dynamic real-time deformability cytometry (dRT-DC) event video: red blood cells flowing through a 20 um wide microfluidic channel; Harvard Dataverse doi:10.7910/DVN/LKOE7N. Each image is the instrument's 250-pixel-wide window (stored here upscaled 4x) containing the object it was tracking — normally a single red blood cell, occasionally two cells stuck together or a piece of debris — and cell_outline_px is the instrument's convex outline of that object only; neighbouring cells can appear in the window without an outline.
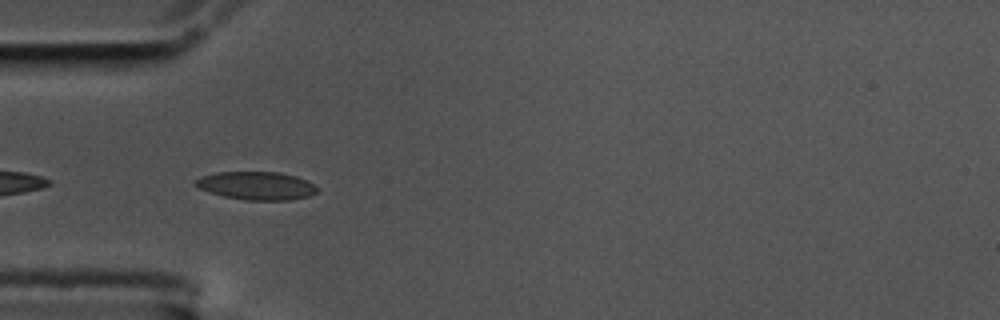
{"species": "common noctule bat (a hibernating species)", "species_latin": "Nyctalus noctula", "temperature_condition": "cold", "stored_images_in_passage": 11, "camera_frame_rate_fps": 3000, "um_per_image_px": 0.085, "animal": {"sex": "male", "body_mass_g": 17.5, "forearm_length_mm": 52.3}, "frame": {"image": 1, "passage_image": 2, "time_ms": 0.333, "image_size_px": [1000, 320], "cell_outline_px": [[320, 188], [316, 192], [308, 196], [292, 200], [244, 200], [224, 196], [200, 188], [196, 184], [196, 180], [200, 176], [216, 172], [280, 172], [296, 176], [308, 180]], "centroid_in_image_um": [21.87, 15.78], "position_along_channel_um": 63.1, "area_um2": 19.94}}